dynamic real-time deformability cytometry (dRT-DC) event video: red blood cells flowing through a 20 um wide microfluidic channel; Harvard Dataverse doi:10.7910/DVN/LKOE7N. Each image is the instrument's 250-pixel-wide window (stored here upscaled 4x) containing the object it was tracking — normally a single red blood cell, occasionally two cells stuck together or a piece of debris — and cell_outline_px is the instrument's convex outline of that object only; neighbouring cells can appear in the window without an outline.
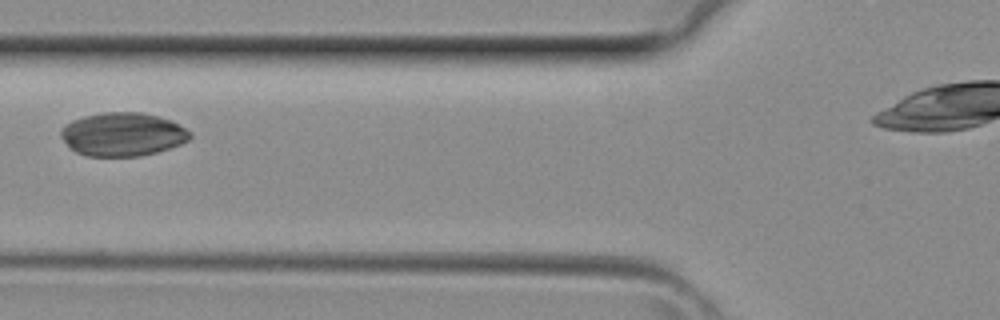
{"species": "common noctule bat (a hibernating species)", "species_latin": "Nyctalus noctula", "temperature_condition": "room temperature", "stored_images_in_passage": 3, "camera_frame_rate_fps": 3000, "um_per_image_px": 0.085, "animal": {"sex": "female", "body_mass_g": 29.2, "forearm_length_mm": 56.3}, "frame": {"image": 1, "passage_image": 3, "time_ms": 0.667, "image_size_px": [1000, 320], "cell_outline_px": [[192, 136], [188, 140], [180, 144], [156, 152], [140, 156], [88, 156], [76, 152], [60, 136], [60, 132], [64, 124], [72, 120], [84, 116], [100, 112], [140, 112], [172, 120], [192, 132]], "centroid_in_image_um": [10.43, 11.4], "position_along_channel_um": 115.4, "area_um2": 32.71}}